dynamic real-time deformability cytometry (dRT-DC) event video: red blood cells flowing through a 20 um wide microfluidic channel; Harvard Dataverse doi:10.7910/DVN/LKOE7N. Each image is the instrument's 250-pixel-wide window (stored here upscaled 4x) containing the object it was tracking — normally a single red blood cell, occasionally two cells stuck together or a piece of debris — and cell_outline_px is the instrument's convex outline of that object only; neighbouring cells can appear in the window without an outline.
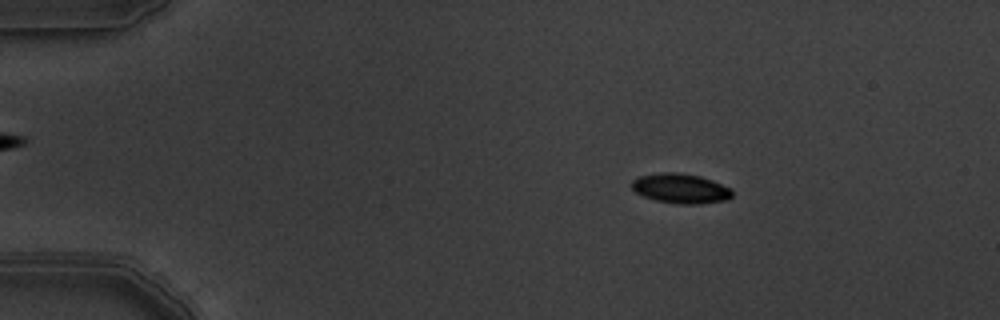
{"species": "common noctule bat (a hibernating species)", "species_latin": "Nyctalus noctula", "temperature_condition": "warm", "stored_images_in_passage": 4, "camera_frame_rate_fps": 3000, "um_per_image_px": 0.085, "animal": {"sex": "male", "body_mass_g": 19.5, "forearm_length_mm": 54.6}, "frame": {"image": 1, "passage_image": 2, "time_ms": 0.333, "image_size_px": [1000, 320], "cell_outline_px": [[732, 196], [728, 200], [696, 204], [676, 204], [656, 200], [644, 196], [636, 192], [632, 188], [632, 180], [640, 176], [660, 172], [676, 172], [700, 176], [712, 180], [732, 188]], "centroid_in_image_um": [57.88, 16.02], "position_along_channel_um": 27.1, "area_um2": 17.46}}